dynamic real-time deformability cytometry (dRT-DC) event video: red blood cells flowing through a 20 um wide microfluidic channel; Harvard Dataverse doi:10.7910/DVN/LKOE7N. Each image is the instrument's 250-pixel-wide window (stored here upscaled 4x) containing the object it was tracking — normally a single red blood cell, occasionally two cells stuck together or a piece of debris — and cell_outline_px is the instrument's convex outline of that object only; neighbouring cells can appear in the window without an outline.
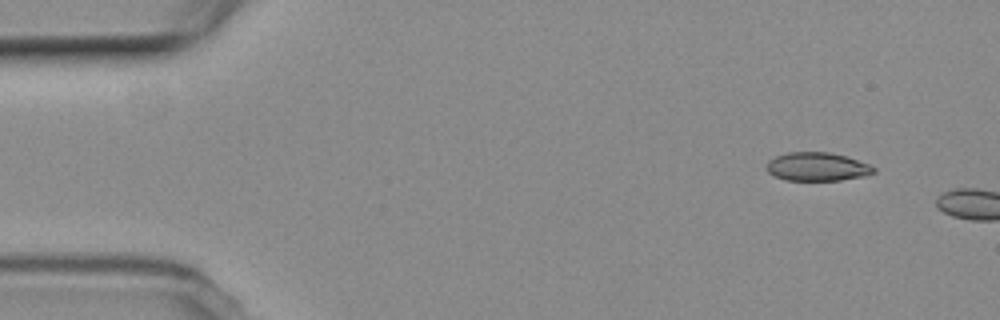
{"species": "common noctule bat (a hibernating species)", "species_latin": "Nyctalus noctula", "temperature_condition": "room temperature", "stored_images_in_passage": 2, "camera_frame_rate_fps": 3000, "um_per_image_px": 0.085, "animal": {"sex": "female", "body_mass_g": 19.3, "forearm_length_mm": 54.1}, "frame": {"image": 1, "passage_image": 1, "time_ms": 0.0, "image_size_px": [1000, 320], "cell_outline_px": [[876, 172], [864, 176], [840, 180], [784, 180], [772, 176], [768, 172], [768, 160], [776, 156], [788, 152], [828, 152], [844, 156], [868, 164], [876, 168]], "centroid_in_image_um": [69.44, 14.18], "position_along_channel_um": 15.6, "area_um2": 17.69}}